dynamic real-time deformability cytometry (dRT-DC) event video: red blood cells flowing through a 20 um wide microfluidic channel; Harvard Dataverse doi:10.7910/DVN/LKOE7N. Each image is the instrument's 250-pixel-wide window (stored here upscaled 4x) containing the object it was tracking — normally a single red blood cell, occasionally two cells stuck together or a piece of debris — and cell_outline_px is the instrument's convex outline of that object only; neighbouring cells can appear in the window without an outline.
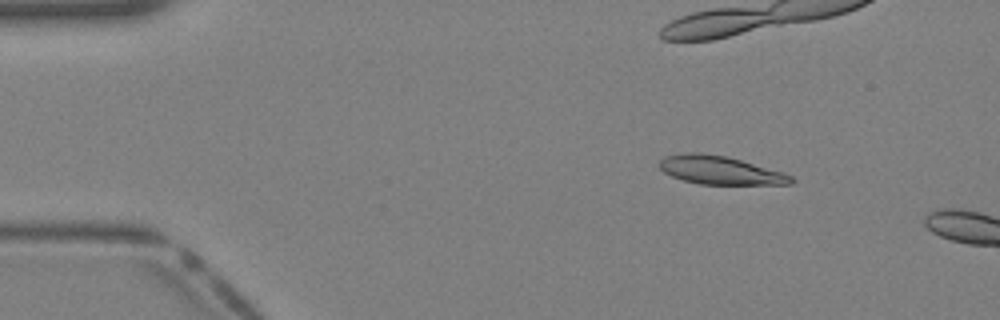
{"species": "Egyptian fruit bat (a non-hibernating species)", "species_latin": "Rousettus aegyptiacus", "temperature_condition": "warm", "stored_images_in_passage": 6, "camera_frame_rate_fps": 3000, "um_per_image_px": 0.085, "animal": {"sex": "female"}, "frame": {"image": 1, "passage_image": 3, "time_ms": 0.667, "image_size_px": [1000, 320], "cell_outline_px": [[796, 180], [792, 184], [700, 184], [684, 180], [672, 176], [664, 172], [660, 168], [660, 160], [664, 156], [688, 152], [700, 152], [724, 156], [740, 160], [784, 172], [792, 176]], "centroid_in_image_um": [61.22, 14.47], "position_along_channel_um": 23.8, "area_um2": 21.62}}